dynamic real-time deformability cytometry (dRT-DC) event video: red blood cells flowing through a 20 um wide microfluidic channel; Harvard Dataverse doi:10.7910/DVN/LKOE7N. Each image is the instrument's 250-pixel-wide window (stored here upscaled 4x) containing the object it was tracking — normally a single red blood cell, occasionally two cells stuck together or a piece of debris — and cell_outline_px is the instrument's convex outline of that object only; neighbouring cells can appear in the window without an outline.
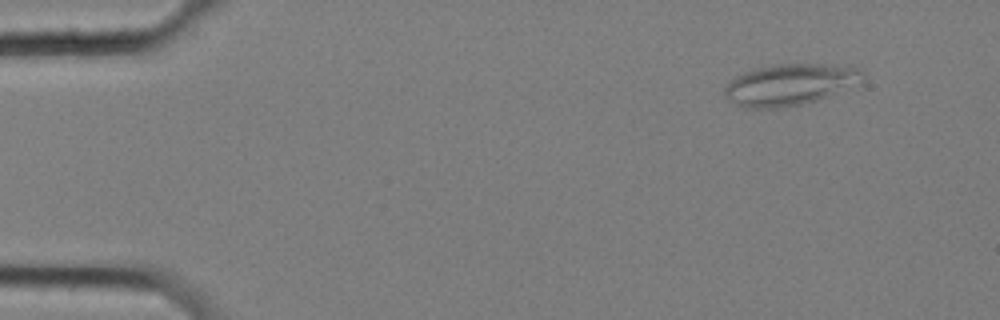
{"species": "common noctule bat (a hibernating species)", "species_latin": "Nyctalus noctula", "temperature_condition": "cold", "stored_images_in_passage": 58, "camera_frame_rate_fps": 3000, "um_per_image_px": 0.085, "animal": {"sex": "female", "body_mass_g": 25.1}, "frame": {"image": 1, "passage_image": 6, "time_ms": 1.667, "image_size_px": [1000, 320], "cell_outline_px": [[864, 80], [860, 84], [816, 100], [800, 104], [776, 108], [748, 108], [736, 104], [728, 100], [724, 96], [724, 88], [736, 76], [744, 72], [776, 64], [848, 64], [860, 68], [864, 72]], "centroid_in_image_um": [67.22, 7.17], "position_along_channel_um": 17.8, "area_um2": 33.41}}
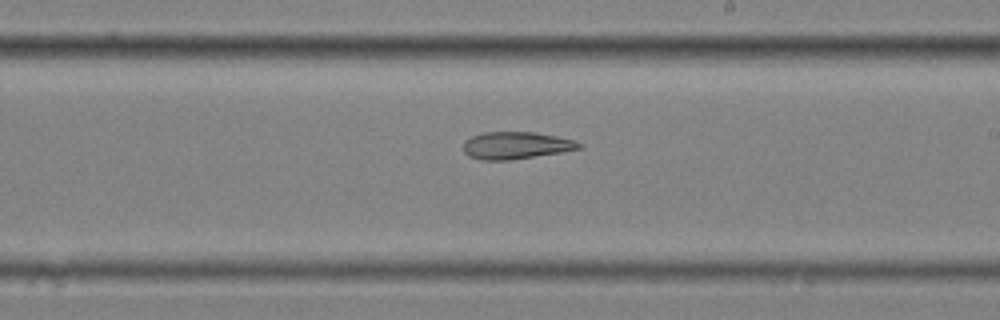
{"frame": {"image": 2, "passage_image": 34, "time_ms": 11.0, "image_size_px": [1000, 320], "cell_outline_px": [[584, 148], [560, 152], [508, 160], [480, 160], [468, 156], [464, 152], [464, 140], [472, 136], [484, 132], [536, 132], [556, 136], [572, 140], [584, 144]], "centroid_in_image_um": [43.85, 12.36], "position_along_channel_um": 245.1, "area_um2": 18.32}}
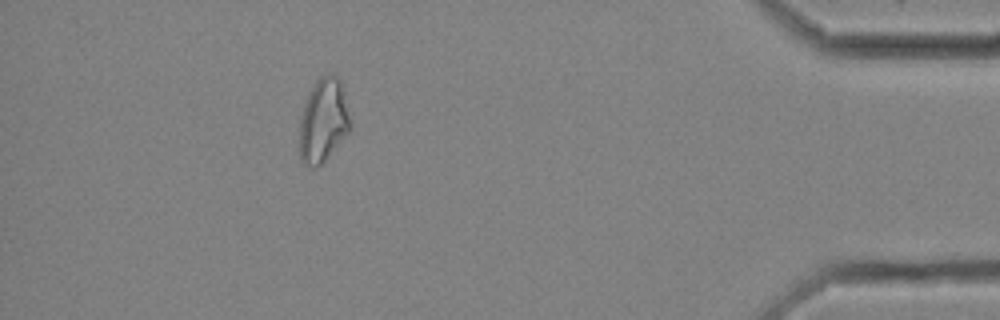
{"frame": {"image": 3, "passage_image": 52, "time_ms": 17.0, "image_size_px": [1000, 320], "cell_outline_px": [[352, 128], [324, 160], [316, 168], [312, 168], [304, 164], [300, 160], [300, 120], [304, 104], [316, 80], [320, 76], [332, 72], [340, 80]], "centroid_in_image_um": [27.47, 10.24], "position_along_channel_um": 407.7, "area_um2": 24.45}, "authors_computed_cell_mechanics": {"area_um2": 23.2356, "velocity_mm_per_s": 3.5298, "shape_relaxation_time_tau1_ms": null, "shape_relaxation_time_tau2_ms": 6.8872, "deformation_change_tau1": null, "deformation_change_tau2": 0.1638}}